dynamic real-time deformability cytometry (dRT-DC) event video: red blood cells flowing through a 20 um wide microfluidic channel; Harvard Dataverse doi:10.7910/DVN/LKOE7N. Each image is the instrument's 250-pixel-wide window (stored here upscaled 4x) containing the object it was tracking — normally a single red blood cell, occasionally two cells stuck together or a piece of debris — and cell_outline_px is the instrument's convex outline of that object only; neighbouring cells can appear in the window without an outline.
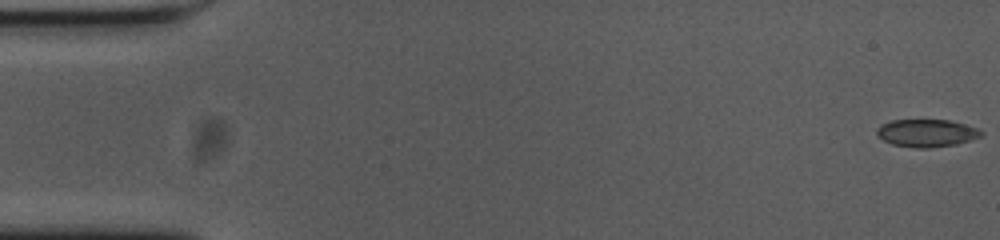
{"species": "common noctule bat (a hibernating species)", "species_latin": "Nyctalus noctula", "temperature_condition": "cold", "stored_images_in_passage": 55, "camera_frame_rate_fps": 3000, "um_per_image_px": 0.085, "animal": {"sex": "female", "body_mass_g": 23.0, "forearm_length_mm": 53.4}, "frame": {"image": 1, "passage_image": 1, "time_ms": 0.0, "image_size_px": [1000, 240], "cell_outline_px": [[984, 132], [980, 136], [972, 140], [956, 144], [932, 148], [916, 148], [892, 144], [884, 140], [876, 132], [876, 128], [880, 124], [892, 120], [948, 120], [980, 128]], "centroid_in_image_um": [78.79, 11.31], "position_along_channel_um": 6.2, "area_um2": 16.88}}
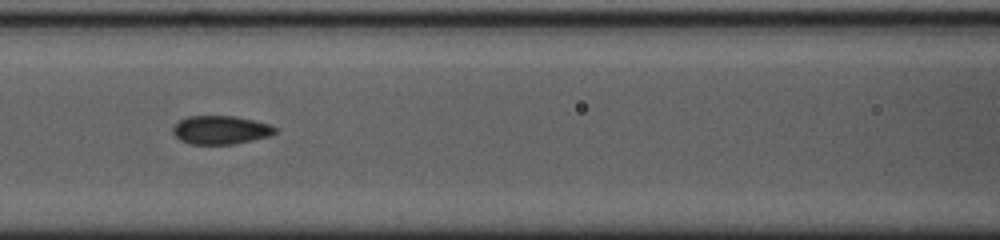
{"frame": {"image": 2, "passage_image": 24, "time_ms": 7.667, "image_size_px": [1000, 240], "cell_outline_px": [[280, 128], [276, 132], [268, 136], [236, 144], [188, 144], [180, 140], [172, 132], [172, 128], [180, 120], [188, 116], [236, 116], [272, 124]], "centroid_in_image_um": [18.79, 11.04], "position_along_channel_um": 147.8, "area_um2": 17.17}}
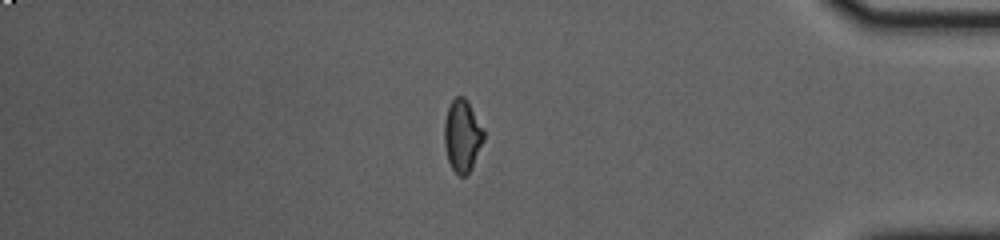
{"frame": {"image": 3, "passage_image": 47, "time_ms": 15.333, "image_size_px": [1000, 240], "cell_outline_px": [[484, 140], [472, 168], [464, 176], [460, 176], [452, 168], [448, 160], [444, 144], [444, 124], [448, 108], [452, 100], [456, 96], [464, 96], [484, 128]], "centroid_in_image_um": [39.3, 11.53], "position_along_channel_um": 395.9, "area_um2": 16.53}, "authors_computed_cell_mechanics": {"area_um2": 17.051, "velocity_mm_per_s": 3.6879, "shape_relaxation_time_tau1_ms": null, "shape_relaxation_time_tau2_ms": 1.5472, "deformation_change_tau1": null, "deformation_change_tau2": 0.0671}}